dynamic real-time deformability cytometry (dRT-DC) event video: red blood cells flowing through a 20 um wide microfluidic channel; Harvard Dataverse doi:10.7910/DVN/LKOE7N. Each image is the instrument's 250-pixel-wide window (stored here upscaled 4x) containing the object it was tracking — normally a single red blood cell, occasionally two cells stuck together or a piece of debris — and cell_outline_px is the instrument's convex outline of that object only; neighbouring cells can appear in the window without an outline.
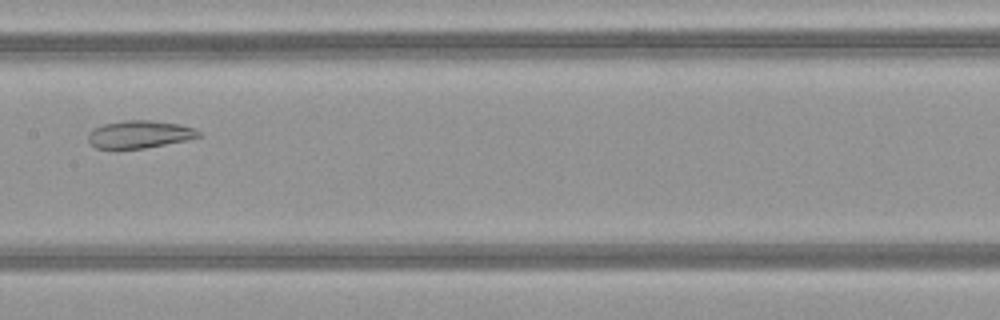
{"species": "common noctule bat (a hibernating species)", "species_latin": "Nyctalus noctula", "temperature_condition": "warm", "stored_images_in_passage": 48, "camera_frame_rate_fps": 3000, "um_per_image_px": 0.085, "animal": {"sex": "female", "body_mass_g": 21.9}, "frame": {"image": 1, "passage_image": 24, "time_ms": 7.667, "image_size_px": [1000, 320], "cell_outline_px": [[204, 136], [188, 140], [144, 148], [112, 152], [96, 148], [88, 140], [88, 132], [104, 124], [124, 120], [152, 120], [180, 124], [196, 128]], "centroid_in_image_um": [11.86, 11.45], "position_along_channel_um": 195.5, "area_um2": 18.5}}
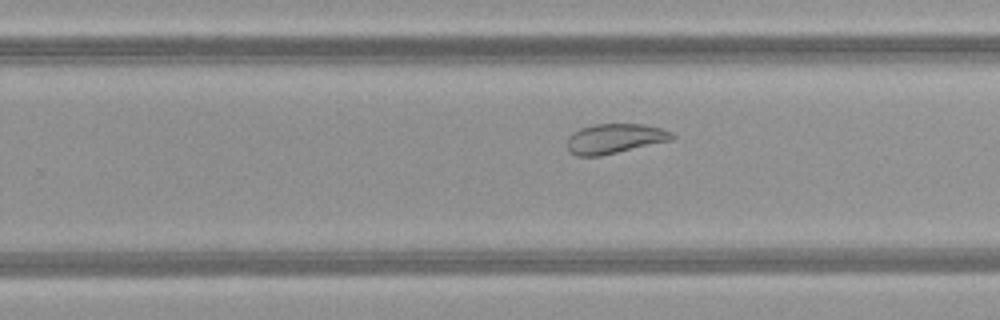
{"frame": {"image": 2, "passage_image": 30, "time_ms": 9.667, "image_size_px": [1000, 320], "cell_outline_px": [[676, 136], [672, 140], [600, 156], [576, 156], [568, 148], [568, 136], [572, 132], [580, 128], [592, 124], [644, 124], [660, 128], [672, 132]], "centroid_in_image_um": [52.26, 11.77], "position_along_channel_um": 277.5, "area_um2": 18.21}}
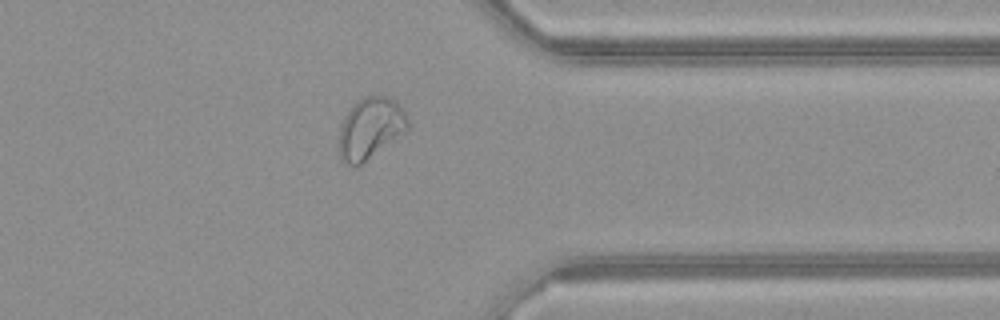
{"frame": {"image": 3, "passage_image": 38, "time_ms": 12.333, "image_size_px": [1000, 320], "cell_outline_px": [[408, 128], [404, 132], [360, 164], [344, 164], [340, 160], [340, 124], [344, 116], [356, 100], [364, 96], [388, 96], [396, 100], [400, 104], [408, 120]], "centroid_in_image_um": [31.47, 10.85], "position_along_channel_um": 379.9, "area_um2": 24.22}, "authors_computed_cell_mechanics": {"area_um2": 25.7788, "velocity_mm_per_s": 4.1226, "shape_relaxation_time_tau1_ms": null, "shape_relaxation_time_tau2_ms": 1.4128, "deformation_change_tau1": null, "deformation_change_tau2": 0.0726}}